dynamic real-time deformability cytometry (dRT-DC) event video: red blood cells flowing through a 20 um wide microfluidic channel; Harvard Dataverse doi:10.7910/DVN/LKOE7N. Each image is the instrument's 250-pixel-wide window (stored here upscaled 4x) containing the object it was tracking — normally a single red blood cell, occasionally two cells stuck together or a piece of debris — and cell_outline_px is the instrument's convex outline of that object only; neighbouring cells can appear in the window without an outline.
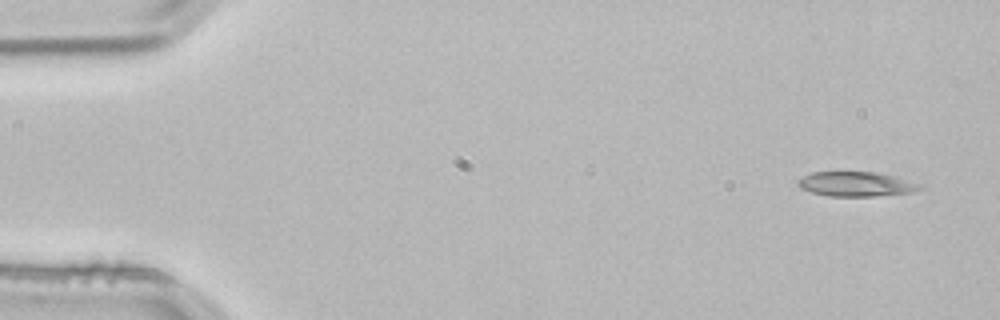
{"species": "common noctule bat (a hibernating species)", "species_latin": "Nyctalus noctula", "temperature_condition": "room temperature", "stored_images_in_passage": 4, "camera_frame_rate_fps": 3000, "um_per_image_px": 0.085, "animal": {"sex": "male", "body_mass_g": 21.5, "forearm_length_mm": 52.0}, "frame": {"image": 1, "passage_image": 1, "time_ms": 0.0, "image_size_px": [1000, 320], "cell_outline_px": [[924, 188], [916, 192], [872, 196], [828, 196], [812, 192], [800, 188], [796, 184], [796, 180], [812, 172], [876, 172], [924, 184]], "centroid_in_image_um": [72.79, 15.65], "position_along_channel_um": 12.2, "area_um2": 17.63}}
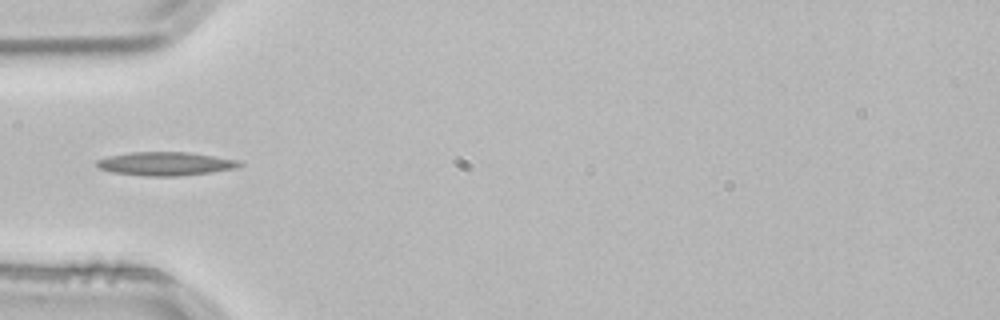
{"frame": {"image": 2, "passage_image": 4, "time_ms": 1.0, "image_size_px": [1000, 320], "cell_outline_px": [[244, 164], [232, 168], [208, 172], [176, 176], [148, 176], [112, 172], [100, 168], [96, 164], [96, 160], [108, 156], [132, 152], [188, 152], [240, 160]], "centroid_in_image_um": [14.04, 13.9], "position_along_channel_um": 71.0, "area_um2": 19.31}}